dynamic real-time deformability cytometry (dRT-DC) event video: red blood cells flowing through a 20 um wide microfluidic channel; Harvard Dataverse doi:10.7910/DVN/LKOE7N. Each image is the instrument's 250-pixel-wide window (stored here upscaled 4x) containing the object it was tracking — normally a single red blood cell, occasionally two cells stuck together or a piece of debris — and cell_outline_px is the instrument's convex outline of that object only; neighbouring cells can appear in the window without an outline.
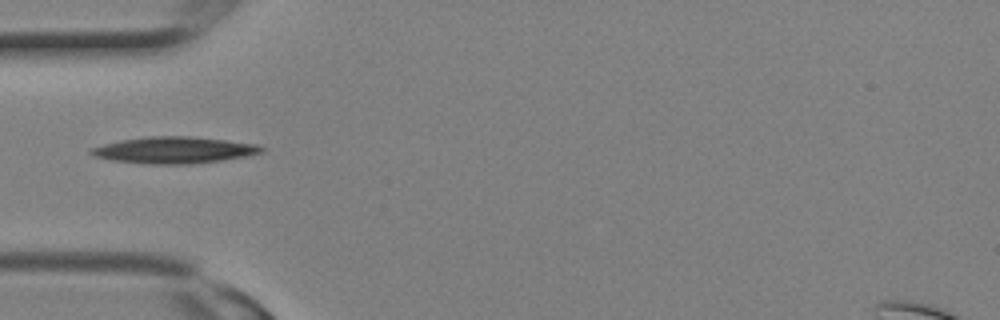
{"species": "Egyptian fruit bat (a non-hibernating species)", "species_latin": "Rousettus aegyptiacus", "temperature_condition": "room temperature", "stored_images_in_passage": 3, "camera_frame_rate_fps": 3000, "um_per_image_px": 0.085, "animal": {"sex": "female"}, "frame": {"image": 1, "passage_image": 3, "time_ms": 0.667, "image_size_px": [1000, 320], "cell_outline_px": [[264, 152], [252, 156], [188, 164], [148, 164], [112, 160], [92, 156], [88, 152], [92, 148], [104, 144], [120, 140], [144, 136], [188, 136], [224, 140], [256, 144], [264, 148]], "centroid_in_image_um": [14.8, 12.76], "position_along_channel_um": 70.2, "area_um2": 26.41}}